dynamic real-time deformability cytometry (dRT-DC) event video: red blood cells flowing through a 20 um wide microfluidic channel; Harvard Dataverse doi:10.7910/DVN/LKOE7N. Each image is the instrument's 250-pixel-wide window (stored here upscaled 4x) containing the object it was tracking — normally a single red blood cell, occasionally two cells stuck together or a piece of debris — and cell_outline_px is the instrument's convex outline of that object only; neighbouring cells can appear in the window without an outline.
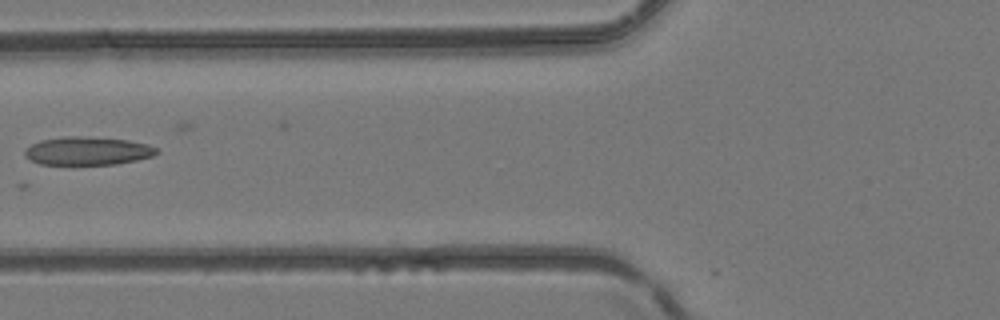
{"species": "common noctule bat (a hibernating species)", "species_latin": "Nyctalus noctula", "temperature_condition": "room temperature", "stored_images_in_passage": 4, "camera_frame_rate_fps": 3000, "um_per_image_px": 0.085, "animal": {"sex": "female", "body_mass_g": 24.6, "forearm_length_mm": 56.2}, "frame": {"image": 1, "passage_image": 4, "time_ms": 1.0, "image_size_px": [1000, 320], "cell_outline_px": [[160, 152], [152, 156], [136, 160], [116, 164], [72, 168], [40, 164], [28, 160], [24, 156], [24, 152], [32, 144], [40, 140], [64, 136], [84, 136], [128, 140], [148, 144], [156, 148]], "centroid_in_image_um": [7.39, 12.88], "position_along_channel_um": 118.4, "area_um2": 22.83}}